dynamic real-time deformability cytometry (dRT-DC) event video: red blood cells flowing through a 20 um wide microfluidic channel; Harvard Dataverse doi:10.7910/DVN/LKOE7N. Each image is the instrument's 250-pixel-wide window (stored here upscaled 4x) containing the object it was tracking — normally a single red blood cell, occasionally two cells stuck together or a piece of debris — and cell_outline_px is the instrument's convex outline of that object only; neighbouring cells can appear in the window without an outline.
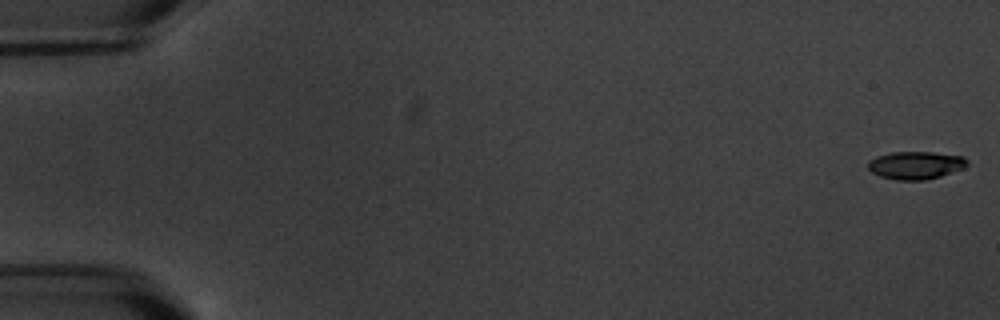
{"species": "common noctule bat (a hibernating species)", "species_latin": "Nyctalus noctula", "temperature_condition": "warm", "stored_images_in_passage": 8, "camera_frame_rate_fps": 3000, "um_per_image_px": 0.085, "animal": {"sex": "male", "body_mass_g": 20.1, "forearm_length_mm": 53.5}, "frame": {"image": 1, "passage_image": 1, "time_ms": 0.0, "image_size_px": [1000, 320], "cell_outline_px": [[968, 164], [964, 168], [940, 176], [924, 180], [896, 180], [880, 176], [872, 172], [868, 168], [868, 160], [876, 156], [892, 152], [932, 152], [964, 156], [968, 160]], "centroid_in_image_um": [77.83, 14.04], "position_along_channel_um": 7.2, "area_um2": 16.13}}
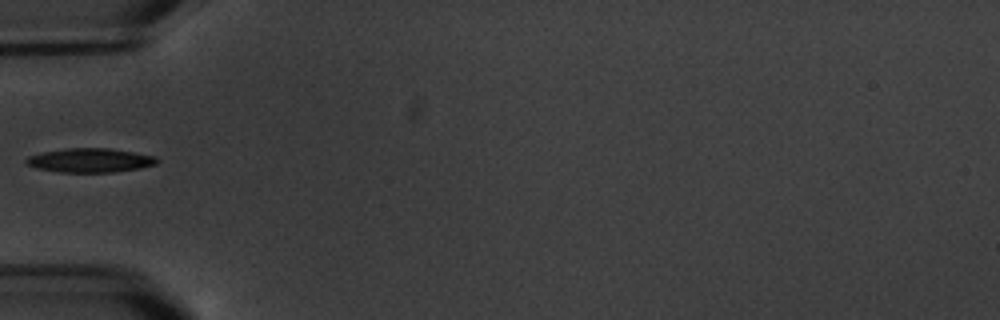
{"frame": {"image": 2, "passage_image": 6, "time_ms": 6.667, "image_size_px": [1000, 320], "cell_outline_px": [[160, 160], [156, 164], [140, 168], [116, 172], [60, 172], [36, 168], [24, 164], [24, 160], [28, 156], [44, 152], [68, 148], [108, 148], [156, 156]], "centroid_in_image_um": [7.65, 13.63], "position_along_channel_um": 77.3, "area_um2": 18.38}}